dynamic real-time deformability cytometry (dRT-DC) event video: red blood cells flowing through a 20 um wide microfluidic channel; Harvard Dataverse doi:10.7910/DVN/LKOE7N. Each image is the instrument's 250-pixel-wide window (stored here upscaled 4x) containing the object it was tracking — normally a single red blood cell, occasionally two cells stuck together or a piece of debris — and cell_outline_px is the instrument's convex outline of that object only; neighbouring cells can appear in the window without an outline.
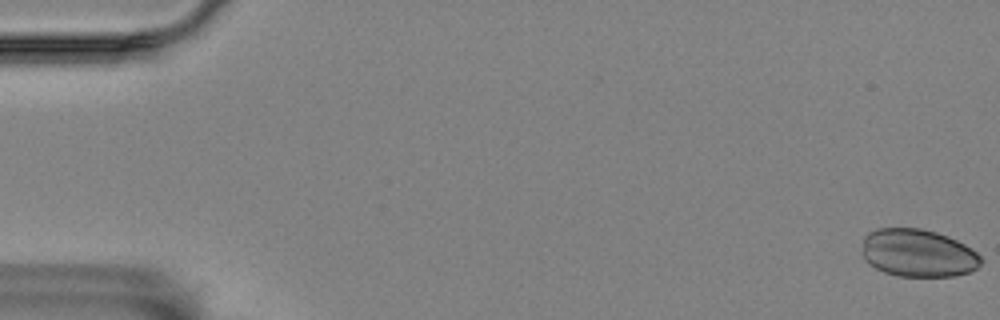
{"species": "Egyptian fruit bat (a non-hibernating species)", "species_latin": "Rousettus aegyptiacus", "temperature_condition": "room temperature", "stored_images_in_passage": 8, "camera_frame_rate_fps": 3000, "um_per_image_px": 0.085, "animal": {"sex": "female"}, "frame": {"image": 1, "passage_image": 1, "time_ms": 0.0, "image_size_px": [1000, 320], "cell_outline_px": [[984, 260], [976, 268], [968, 272], [956, 276], [896, 276], [884, 272], [868, 264], [864, 260], [864, 236], [868, 232], [876, 228], [920, 228], [936, 232], [948, 236], [972, 248]], "centroid_in_image_um": [78.04, 21.51], "position_along_channel_um": 7.0, "area_um2": 33.18}}
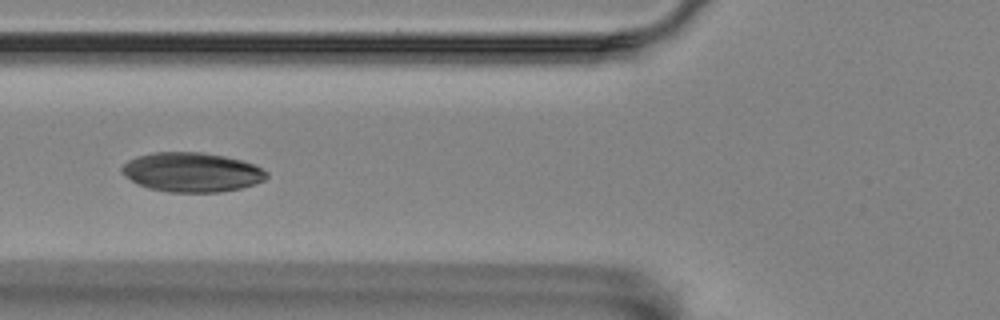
{"frame": {"image": 2, "passage_image": 7, "time_ms": 2.0, "image_size_px": [1000, 320], "cell_outline_px": [[268, 176], [264, 180], [256, 184], [240, 188], [220, 192], [172, 192], [148, 188], [136, 184], [124, 176], [120, 172], [120, 168], [128, 160], [136, 156], [152, 152], [200, 152], [224, 156], [256, 164], [268, 172]], "centroid_in_image_um": [16.28, 14.63], "position_along_channel_um": 109.5, "area_um2": 33.52}}
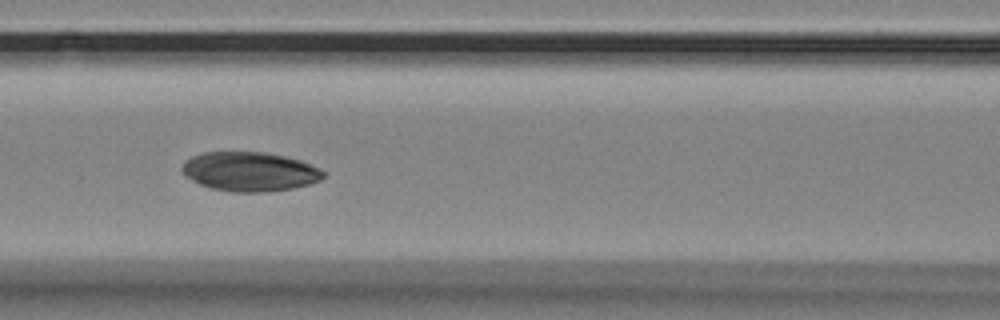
{"frame": {"image": 3, "passage_image": 8, "time_ms": 2.333, "image_size_px": [1000, 320], "cell_outline_px": [[324, 176], [320, 180], [308, 184], [292, 188], [264, 192], [232, 192], [212, 188], [200, 184], [184, 176], [180, 168], [184, 160], [192, 156], [204, 152], [264, 152], [288, 156], [300, 160], [320, 168], [324, 172]], "centroid_in_image_um": [21.2, 14.57], "position_along_channel_um": 145.4, "area_um2": 32.48}}